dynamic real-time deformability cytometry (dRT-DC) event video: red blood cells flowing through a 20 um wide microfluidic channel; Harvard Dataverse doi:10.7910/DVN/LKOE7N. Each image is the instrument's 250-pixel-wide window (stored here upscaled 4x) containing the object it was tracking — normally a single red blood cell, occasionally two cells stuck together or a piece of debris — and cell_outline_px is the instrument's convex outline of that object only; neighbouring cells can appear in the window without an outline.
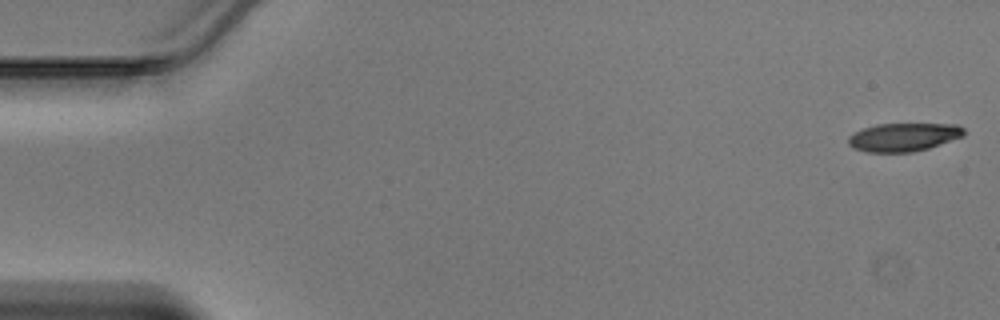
{"species": "Egyptian fruit bat (a non-hibernating species)", "species_latin": "Rousettus aegyptiacus", "temperature_condition": "warm", "stored_images_in_passage": 46, "camera_frame_rate_fps": 3000, "um_per_image_px": 0.085, "animal": {"sex": "male"}, "frame": {"image": 1, "passage_image": 1, "time_ms": 0.0, "image_size_px": [1000, 320], "cell_outline_px": [[964, 136], [928, 148], [912, 152], [868, 152], [852, 148], [848, 144], [848, 136], [864, 128], [876, 124], [956, 124], [964, 128]], "centroid_in_image_um": [76.79, 11.65], "position_along_channel_um": 8.2, "area_um2": 19.02}}
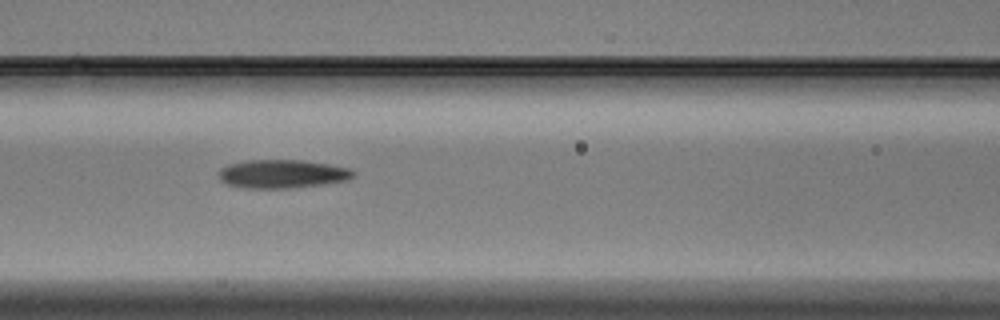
{"frame": {"image": 2, "passage_image": 20, "time_ms": 6.333, "image_size_px": [1000, 320], "cell_outline_px": [[356, 176], [348, 180], [320, 184], [288, 188], [244, 188], [228, 184], [220, 180], [220, 168], [228, 164], [248, 160], [300, 160], [328, 164], [352, 168], [356, 172]], "centroid_in_image_um": [24.03, 14.77], "position_along_channel_um": 142.6, "area_um2": 22.31}}
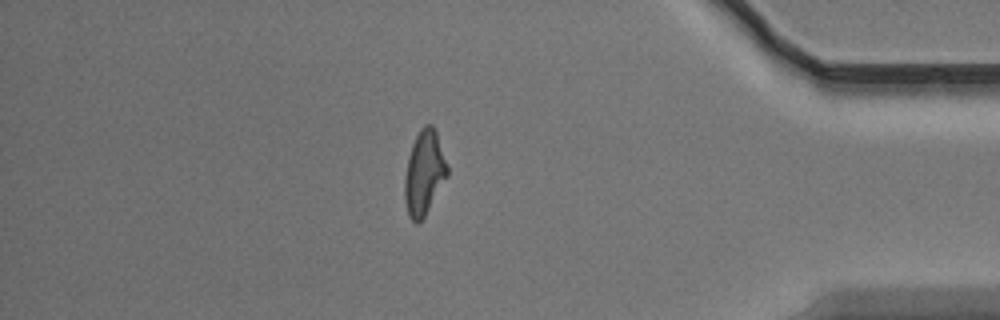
{"frame": {"image": 3, "passage_image": 40, "time_ms": 13.0, "image_size_px": [1000, 320], "cell_outline_px": [[448, 176], [424, 216], [416, 224], [408, 216], [404, 200], [404, 180], [408, 156], [412, 144], [420, 128], [424, 124], [432, 124], [436, 132], [448, 164]], "centroid_in_image_um": [36.05, 14.68], "position_along_channel_um": 399.2, "area_um2": 21.04}}